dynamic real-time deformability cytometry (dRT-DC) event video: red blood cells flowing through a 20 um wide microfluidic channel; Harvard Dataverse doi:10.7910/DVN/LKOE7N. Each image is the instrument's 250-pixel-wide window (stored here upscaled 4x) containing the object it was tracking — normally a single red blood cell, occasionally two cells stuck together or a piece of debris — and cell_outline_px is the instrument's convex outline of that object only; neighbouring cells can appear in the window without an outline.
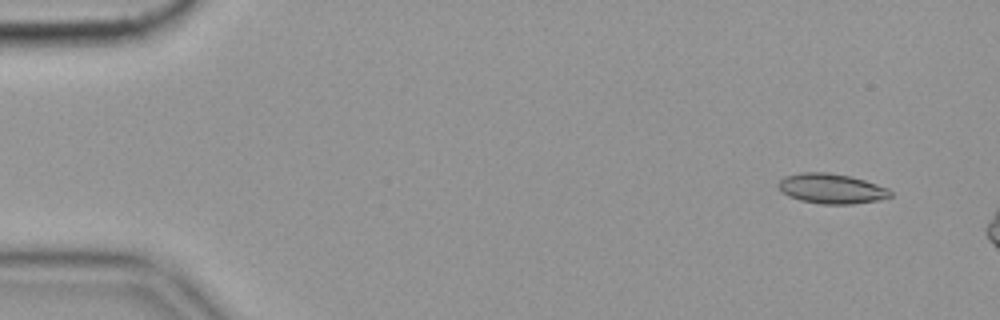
{"species": "common noctule bat (a hibernating species)", "species_latin": "Nyctalus noctula", "temperature_condition": "cold", "stored_images_in_passage": 11, "camera_frame_rate_fps": 3000, "um_per_image_px": 0.085, "animal": {"sex": "female", "body_mass_g": 19.9}, "frame": {"image": 1, "passage_image": 4, "time_ms": 1.0, "image_size_px": [1000, 320], "cell_outline_px": [[892, 196], [880, 200], [852, 204], [820, 204], [800, 200], [788, 196], [776, 184], [784, 176], [800, 172], [828, 172], [848, 176], [864, 180], [888, 188], [892, 192]], "centroid_in_image_um": [70.67, 16.03], "position_along_channel_um": 14.3, "area_um2": 19.59}}